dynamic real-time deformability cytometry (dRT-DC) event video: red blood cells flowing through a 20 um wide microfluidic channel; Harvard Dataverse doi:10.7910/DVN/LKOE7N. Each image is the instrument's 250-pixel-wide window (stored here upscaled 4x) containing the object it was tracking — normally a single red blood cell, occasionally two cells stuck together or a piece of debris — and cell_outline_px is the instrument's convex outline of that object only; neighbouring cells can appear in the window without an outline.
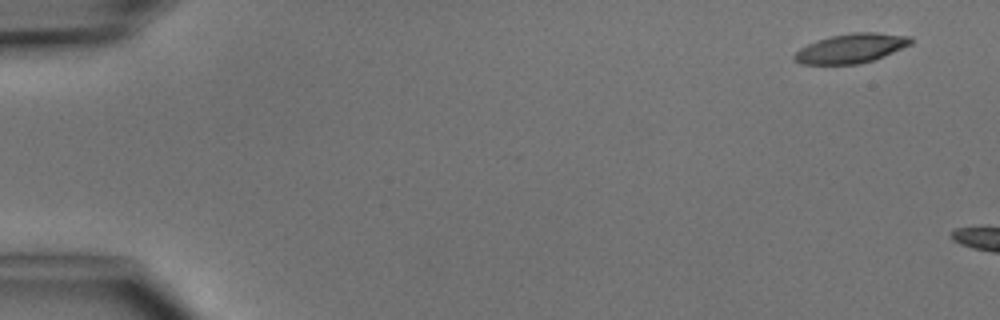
{"species": "common noctule bat (a hibernating species)", "species_latin": "Nyctalus noctula", "temperature_condition": "cold", "stored_images_in_passage": 3, "camera_frame_rate_fps": 3000, "um_per_image_px": 0.085, "animal": {"sex": "male", "body_mass_g": 15.6}, "frame": {"image": 1, "passage_image": 1, "time_ms": 0.0, "image_size_px": [1000, 320], "cell_outline_px": [[912, 44], [884, 56], [872, 60], [856, 64], [800, 64], [792, 60], [792, 56], [800, 48], [808, 44], [832, 36], [852, 32], [876, 32], [912, 36]], "centroid_in_image_um": [72.35, 4.11], "position_along_channel_um": 12.7, "area_um2": 19.88}}